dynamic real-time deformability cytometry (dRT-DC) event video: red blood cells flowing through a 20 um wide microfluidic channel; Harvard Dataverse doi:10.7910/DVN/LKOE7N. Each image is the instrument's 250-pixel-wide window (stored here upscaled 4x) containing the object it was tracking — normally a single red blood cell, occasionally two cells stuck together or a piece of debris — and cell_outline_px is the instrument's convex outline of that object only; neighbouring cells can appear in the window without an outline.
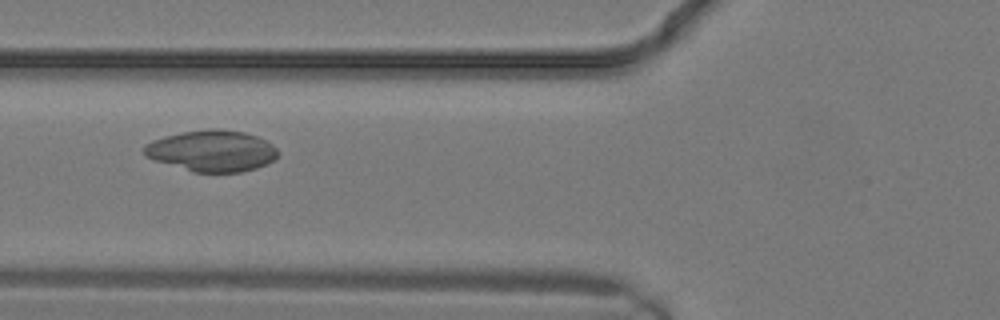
{"species": "common noctule bat (a hibernating species)", "species_latin": "Nyctalus noctula", "temperature_condition": "warm", "stored_images_in_passage": 9, "camera_frame_rate_fps": 3000, "um_per_image_px": 0.085, "animal": {"sex": "male", "body_mass_g": 19.2, "forearm_length_mm": 51.8}, "frame": {"image": 1, "passage_image": 3, "time_ms": 0.667, "image_size_px": [1000, 320], "cell_outline_px": [[280, 152], [268, 164], [244, 172], [192, 172], [144, 156], [144, 144], [152, 140], [164, 136], [184, 132], [208, 128], [216, 128], [244, 132], [256, 136], [272, 144]], "centroid_in_image_um": [18.01, 12.82], "position_along_channel_um": 107.8, "area_um2": 32.19}}
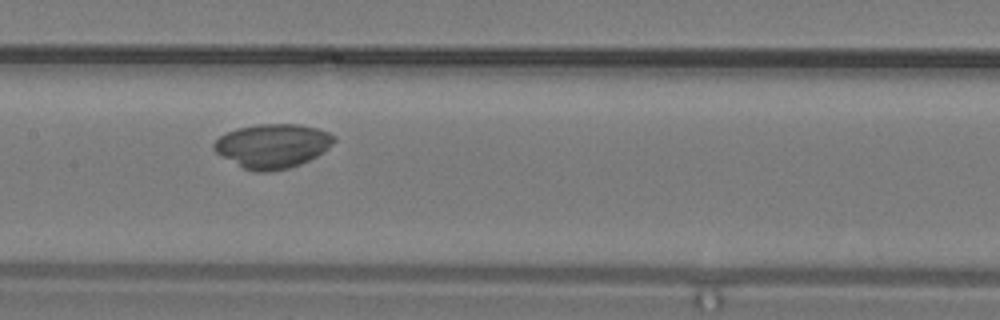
{"frame": {"image": 2, "passage_image": 6, "time_ms": 1.667, "image_size_px": [1000, 320], "cell_outline_px": [[336, 140], [324, 152], [300, 164], [288, 168], [272, 172], [252, 172], [220, 156], [212, 148], [212, 144], [224, 132], [236, 128], [256, 124], [300, 124], [316, 128], [328, 132], [336, 136]], "centroid_in_image_um": [23.14, 12.4], "position_along_channel_um": 184.3, "area_um2": 31.21}}
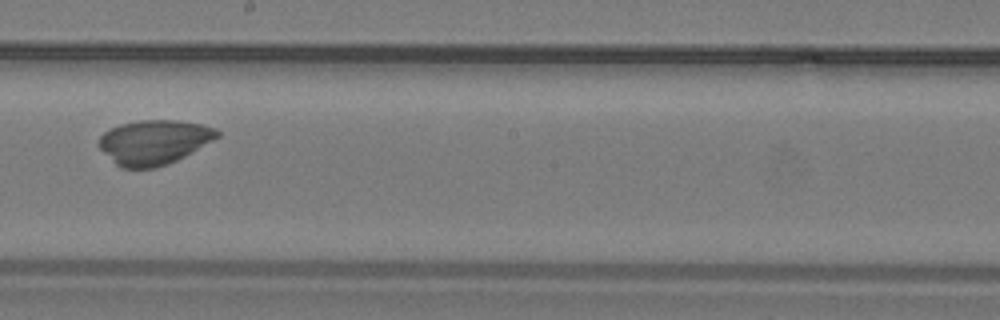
{"frame": {"image": 3, "passage_image": 8, "time_ms": 2.333, "image_size_px": [1000, 320], "cell_outline_px": [[220, 136], [184, 156], [176, 160], [152, 168], [120, 168], [96, 144], [100, 136], [104, 132], [120, 124], [140, 120], [176, 120], [204, 124], [216, 128], [220, 132]], "centroid_in_image_um": [13.08, 12.06], "position_along_channel_um": 235.1, "area_um2": 30.52}}